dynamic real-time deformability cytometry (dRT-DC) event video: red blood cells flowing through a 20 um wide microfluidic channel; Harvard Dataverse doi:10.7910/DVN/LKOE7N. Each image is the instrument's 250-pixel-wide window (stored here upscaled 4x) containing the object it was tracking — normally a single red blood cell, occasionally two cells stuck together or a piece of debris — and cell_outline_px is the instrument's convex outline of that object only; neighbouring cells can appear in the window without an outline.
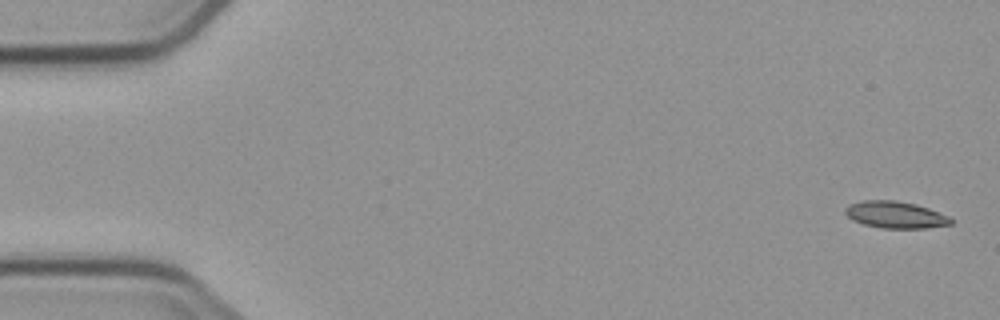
{"species": "common noctule bat (a hibernating species)", "species_latin": "Nyctalus noctula", "temperature_condition": "cold", "stored_images_in_passage": 6, "camera_frame_rate_fps": 3000, "um_per_image_px": 0.085, "animal": {"sex": "male", "body_mass_g": 23.1, "forearm_length_mm": 52.7}, "frame": {"image": 1, "passage_image": 1, "time_ms": 0.0, "image_size_px": [1000, 320], "cell_outline_px": [[952, 224], [928, 228], [880, 228], [864, 224], [852, 220], [844, 212], [844, 208], [848, 204], [864, 200], [896, 200], [916, 204], [928, 208], [948, 216], [952, 220]], "centroid_in_image_um": [76.08, 18.25], "position_along_channel_um": 8.9, "area_um2": 16.59}}